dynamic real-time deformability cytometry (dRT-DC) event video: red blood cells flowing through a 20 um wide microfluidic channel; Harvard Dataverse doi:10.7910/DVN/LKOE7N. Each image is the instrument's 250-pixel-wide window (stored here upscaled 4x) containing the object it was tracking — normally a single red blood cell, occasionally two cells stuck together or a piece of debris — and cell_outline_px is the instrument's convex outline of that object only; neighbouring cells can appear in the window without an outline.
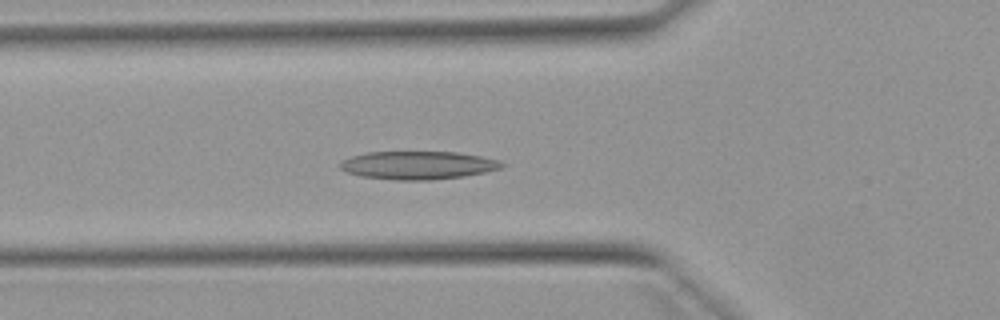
{"species": "Egyptian fruit bat (a non-hibernating species)", "species_latin": "Rousettus aegyptiacus", "temperature_condition": "warm", "stored_images_in_passage": 39, "camera_frame_rate_fps": 3000, "um_per_image_px": 0.085, "animal": {"sex": "female"}, "frame": {"image": 1, "passage_image": 11, "time_ms": 3.333, "image_size_px": [1000, 320], "cell_outline_px": [[504, 164], [500, 168], [484, 172], [464, 176], [432, 180], [396, 180], [360, 176], [348, 172], [340, 168], [340, 164], [344, 160], [352, 156], [368, 152], [456, 152], [480, 156], [496, 160]], "centroid_in_image_um": [35.5, 14.05], "position_along_channel_um": 90.3, "area_um2": 26.18}}
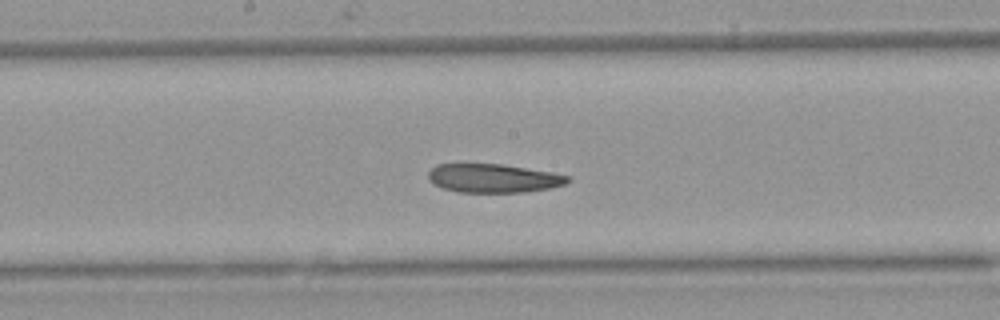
{"frame": {"image": 2, "passage_image": 20, "time_ms": 6.333, "image_size_px": [1000, 320], "cell_outline_px": [[572, 180], [564, 184], [552, 188], [524, 192], [460, 192], [440, 188], [428, 176], [428, 172], [436, 164], [504, 164], [552, 172], [572, 176]], "centroid_in_image_um": [42.0, 15.15], "position_along_channel_um": 206.2, "area_um2": 23.41}}
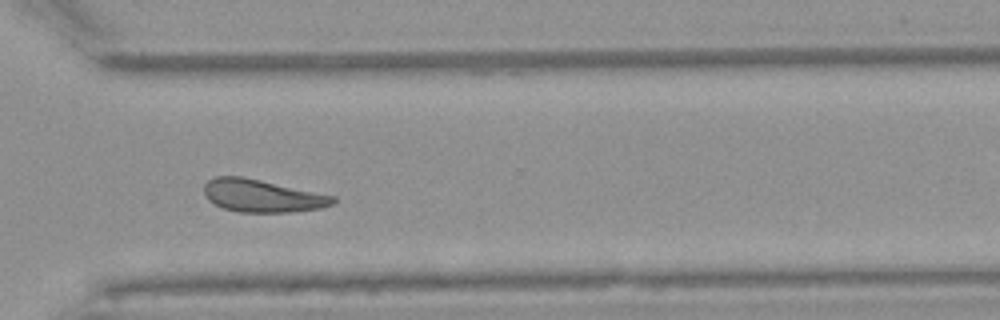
{"frame": {"image": 3, "passage_image": 31, "time_ms": 10.0, "image_size_px": [1000, 320], "cell_outline_px": [[336, 200], [332, 204], [320, 208], [288, 212], [240, 212], [224, 208], [208, 200], [204, 196], [204, 184], [208, 180], [216, 176], [240, 176], [260, 180], [336, 196]], "centroid_in_image_um": [22.26, 16.64], "position_along_channel_um": 348.3, "area_um2": 24.33}, "authors_computed_cell_mechanics": {"area_um2": 25.143, "velocity_mm_per_s": 3.8703, "shape_relaxation_time_tau1_ms": null, "shape_relaxation_time_tau2_ms": 10.1457, "deformation_change_tau1": null, "deformation_change_tau2": 0.2027}}